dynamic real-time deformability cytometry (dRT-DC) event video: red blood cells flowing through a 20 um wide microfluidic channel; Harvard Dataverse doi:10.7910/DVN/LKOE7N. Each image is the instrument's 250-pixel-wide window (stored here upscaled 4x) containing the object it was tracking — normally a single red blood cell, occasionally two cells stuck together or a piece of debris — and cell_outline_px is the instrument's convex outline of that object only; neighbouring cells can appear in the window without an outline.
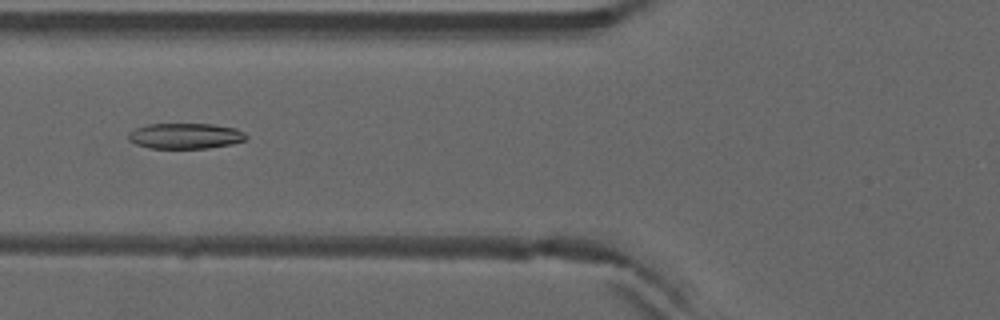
{"species": "common noctule bat (a hibernating species)", "species_latin": "Nyctalus noctula", "temperature_condition": "warm", "stored_images_in_passage": 53, "camera_frame_rate_fps": 3000, "um_per_image_px": 0.085, "animal": {"sex": "male", "forearm_length_mm": 52.5}, "frame": {"image": 1, "passage_image": 21, "time_ms": 6.667, "image_size_px": [1000, 320], "cell_outline_px": [[248, 136], [244, 140], [232, 144], [208, 148], [148, 148], [136, 144], [128, 140], [128, 132], [136, 128], [148, 124], [212, 124], [236, 128], [244, 132]], "centroid_in_image_um": [15.75, 11.55], "position_along_channel_um": 110.1, "area_um2": 17.63}}
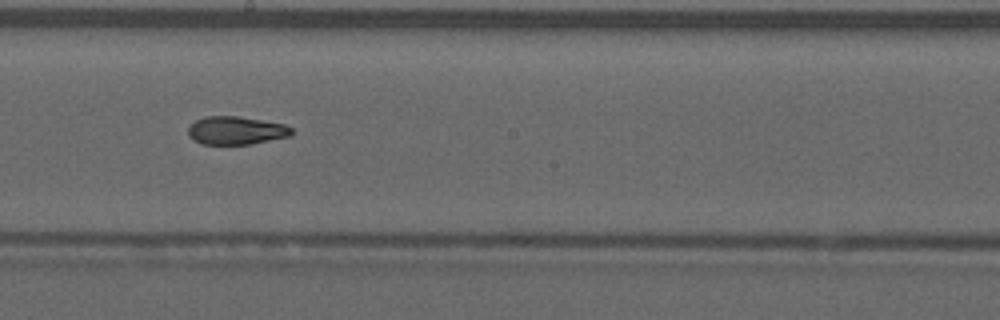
{"frame": {"image": 2, "passage_image": 30, "time_ms": 9.667, "image_size_px": [1000, 320], "cell_outline_px": [[292, 136], [248, 144], [200, 144], [192, 140], [188, 136], [188, 128], [196, 120], [204, 116], [236, 116], [284, 124], [292, 128]], "centroid_in_image_um": [20.03, 11.1], "position_along_channel_um": 228.2, "area_um2": 16.94}}
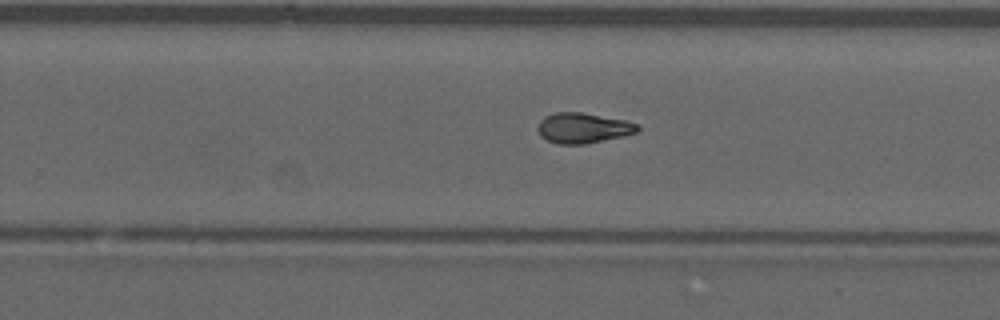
{"frame": {"image": 3, "passage_image": 34, "time_ms": 11.0, "image_size_px": [1000, 320], "cell_outline_px": [[640, 128], [636, 132], [620, 136], [584, 144], [556, 144], [540, 136], [536, 128], [540, 120], [544, 116], [556, 112], [580, 112], [624, 120], [636, 124]], "centroid_in_image_um": [49.48, 10.87], "position_along_channel_um": 280.3, "area_um2": 17.4}, "authors_computed_cell_mechanics": {"area_um2": 17.8602, "velocity_mm_per_s": 3.9397, "shape_relaxation_time_tau1_ms": null, "shape_relaxation_time_tau2_ms": 2.5869, "deformation_change_tau1": null, "deformation_change_tau2": 0.0989}}